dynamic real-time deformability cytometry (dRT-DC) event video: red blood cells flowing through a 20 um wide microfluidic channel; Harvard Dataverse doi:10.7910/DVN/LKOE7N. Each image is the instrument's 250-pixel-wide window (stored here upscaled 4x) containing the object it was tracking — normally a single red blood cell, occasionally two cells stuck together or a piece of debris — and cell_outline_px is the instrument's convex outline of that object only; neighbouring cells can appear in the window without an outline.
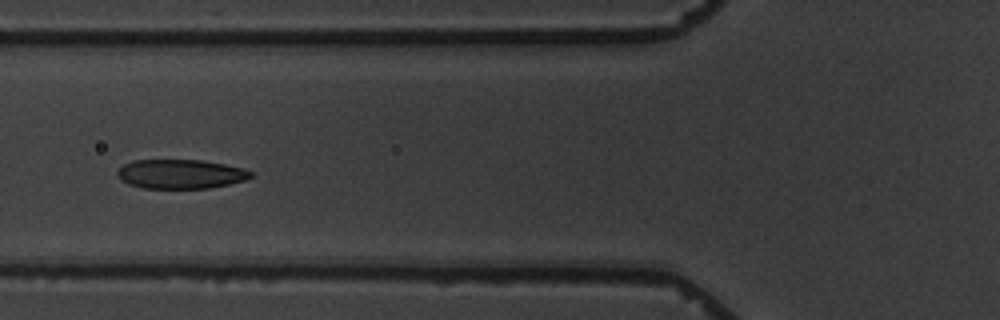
{"species": "common noctule bat (a hibernating species)", "species_latin": "Nyctalus noctula", "temperature_condition": "warm", "stored_images_in_passage": 9, "camera_frame_rate_fps": 3000, "um_per_image_px": 0.085, "animal": {"sex": "male", "body_mass_g": 19.5, "forearm_length_mm": 54.6}, "frame": {"image": 1, "passage_image": 7, "time_ms": 7.0, "image_size_px": [1000, 320], "cell_outline_px": [[252, 176], [248, 180], [208, 188], [144, 188], [128, 184], [120, 180], [116, 176], [116, 172], [124, 164], [132, 160], [200, 160], [224, 164], [244, 168], [252, 172]], "centroid_in_image_um": [15.34, 14.79], "position_along_channel_um": 110.5, "area_um2": 22.83}}
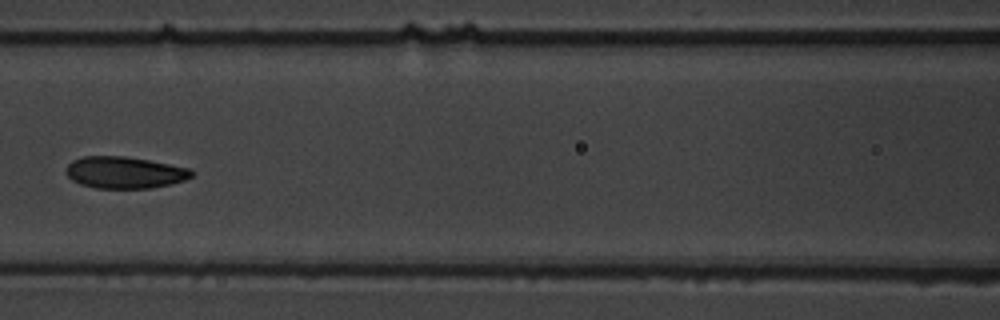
{"frame": {"image": 2, "passage_image": 8, "time_ms": 8.333, "image_size_px": [1000, 320], "cell_outline_px": [[192, 176], [184, 180], [172, 184], [148, 188], [96, 188], [80, 184], [72, 180], [64, 172], [68, 164], [72, 160], [84, 156], [124, 156], [148, 160], [188, 168], [192, 172]], "centroid_in_image_um": [10.54, 14.66], "position_along_channel_um": 156.1, "area_um2": 23.12}}
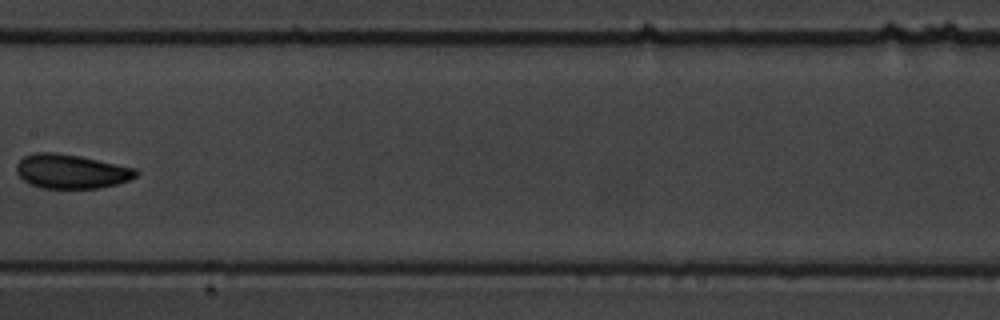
{"frame": {"image": 3, "passage_image": 9, "time_ms": 9.667, "image_size_px": [1000, 320], "cell_outline_px": [[140, 172], [136, 176], [128, 180], [116, 184], [100, 188], [40, 188], [24, 180], [16, 172], [16, 164], [24, 156], [36, 152], [56, 152], [80, 156], [136, 168]], "centroid_in_image_um": [6.06, 14.56], "position_along_channel_um": 201.3, "area_um2": 23.81}}